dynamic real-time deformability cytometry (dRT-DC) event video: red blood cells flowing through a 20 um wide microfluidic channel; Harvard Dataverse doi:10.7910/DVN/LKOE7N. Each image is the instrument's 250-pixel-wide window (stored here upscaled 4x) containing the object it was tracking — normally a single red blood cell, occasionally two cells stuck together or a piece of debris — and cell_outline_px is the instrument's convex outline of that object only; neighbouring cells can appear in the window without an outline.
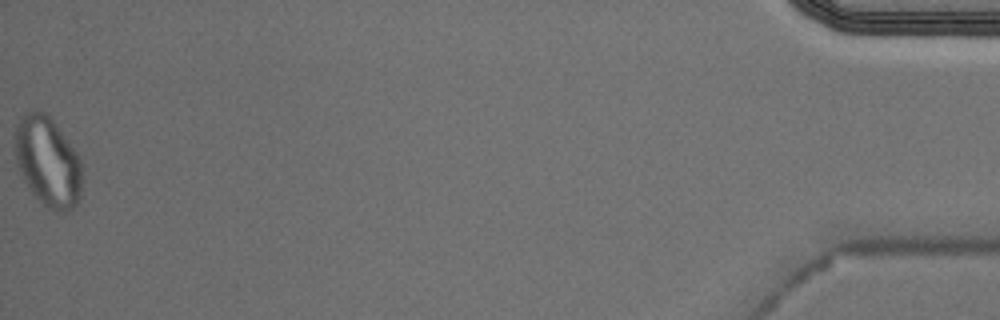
{"species": "Egyptian fruit bat (a non-hibernating species)", "species_latin": "Rousettus aegyptiacus", "temperature_condition": "cold", "stored_images_in_passage": 54, "camera_frame_rate_fps": 3000, "um_per_image_px": 0.085, "animal": {"sex": "male"}, "frame": {"image": 1, "passage_image": 54, "time_ms": 17.667, "image_size_px": [1000, 320], "cell_outline_px": [[84, 180], [80, 196], [76, 204], [68, 212], [56, 212], [48, 208], [32, 192], [24, 180], [16, 164], [16, 124], [20, 116], [24, 112], [32, 108], [36, 108], [48, 112], [80, 156], [84, 164]], "centroid_in_image_um": [4.12, 13.69], "position_along_channel_um": 431.1, "area_um2": 36.18}, "authors_computed_cell_mechanics": {"area_um2": 21.675, "velocity_mm_per_s": 3.6614, "shape_relaxation_time_tau1_ms": null, "shape_relaxation_time_tau2_ms": 2.2979, "deformation_change_tau1": null, "deformation_change_tau2": 0.0521}}